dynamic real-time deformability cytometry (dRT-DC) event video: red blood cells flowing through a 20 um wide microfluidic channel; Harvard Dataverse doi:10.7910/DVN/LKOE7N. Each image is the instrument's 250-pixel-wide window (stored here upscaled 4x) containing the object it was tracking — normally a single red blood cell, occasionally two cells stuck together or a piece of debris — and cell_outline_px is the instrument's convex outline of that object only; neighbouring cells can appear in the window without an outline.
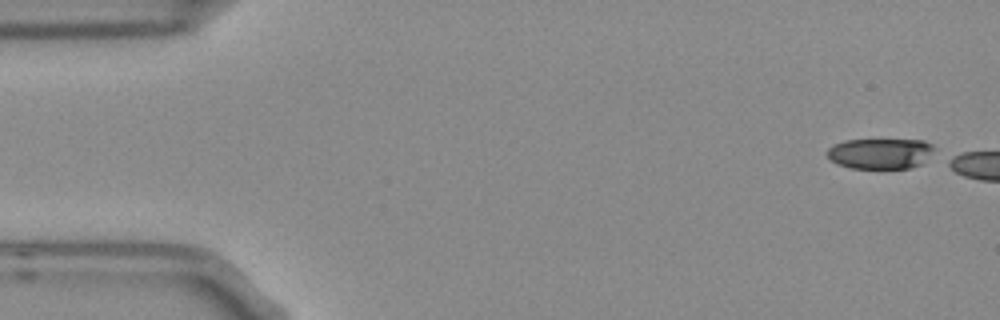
{"species": "Egyptian fruit bat (a non-hibernating species)", "species_latin": "Rousettus aegyptiacus", "temperature_condition": "room temperature", "stored_images_in_passage": 3, "camera_frame_rate_fps": 3000, "um_per_image_px": 0.085, "frame": {"image": 1, "passage_image": 1, "time_ms": 0.0, "image_size_px": [1000, 320], "cell_outline_px": [[936, 148], [920, 164], [908, 168], [852, 168], [836, 164], [824, 152], [828, 148], [844, 140], [924, 140], [932, 144]], "centroid_in_image_um": [74.8, 13.04], "position_along_channel_um": 10.2, "area_um2": 18.96}}